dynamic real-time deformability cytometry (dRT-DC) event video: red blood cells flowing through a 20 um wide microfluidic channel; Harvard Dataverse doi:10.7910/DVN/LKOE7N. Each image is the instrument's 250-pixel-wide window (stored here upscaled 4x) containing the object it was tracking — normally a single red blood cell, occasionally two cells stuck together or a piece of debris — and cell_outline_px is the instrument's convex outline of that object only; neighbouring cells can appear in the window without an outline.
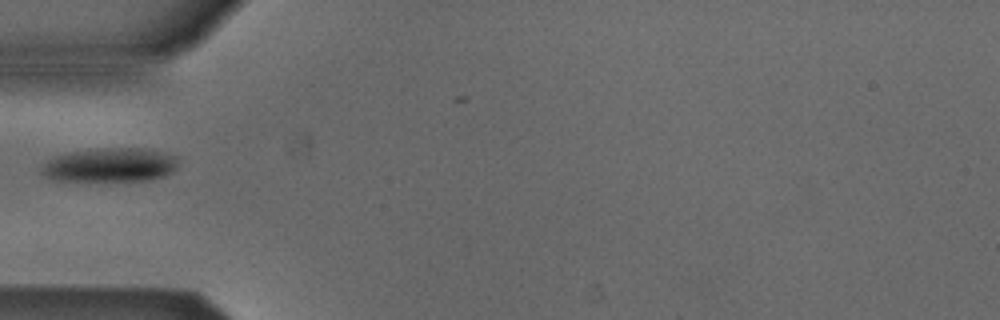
{"species": "Egyptian fruit bat (a non-hibernating species)", "species_latin": "Rousettus aegyptiacus", "temperature_condition": "cold", "stored_images_in_passage": 7, "camera_frame_rate_fps": 3000, "um_per_image_px": 0.085, "animal": {"sex": "male"}, "frame": {"image": 1, "passage_image": 1, "time_ms": 0.0, "image_size_px": [1000, 320], "cell_outline_px": [[176, 168], [172, 172], [164, 176], [148, 180], [52, 180], [44, 176], [40, 172], [40, 168], [48, 160], [56, 156], [68, 152], [96, 148], [144, 148], [176, 156]], "centroid_in_image_um": [9.31, 14.01], "position_along_channel_um": 75.7, "area_um2": 26.93}}
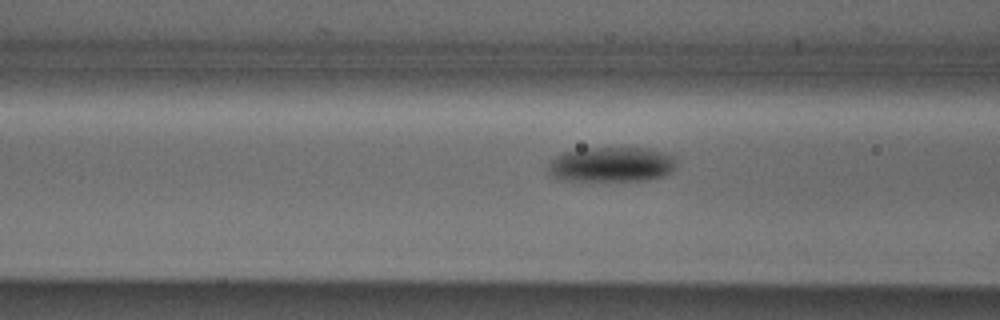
{"frame": {"image": 2, "passage_image": 4, "time_ms": 1.0, "image_size_px": [1000, 320], "cell_outline_px": [[676, 168], [672, 172], [664, 176], [648, 180], [564, 180], [552, 176], [548, 172], [548, 168], [552, 160], [556, 156], [564, 152], [588, 148], [648, 148], [676, 156]], "centroid_in_image_um": [52.04, 13.98], "position_along_channel_um": 114.6, "area_um2": 26.13}}